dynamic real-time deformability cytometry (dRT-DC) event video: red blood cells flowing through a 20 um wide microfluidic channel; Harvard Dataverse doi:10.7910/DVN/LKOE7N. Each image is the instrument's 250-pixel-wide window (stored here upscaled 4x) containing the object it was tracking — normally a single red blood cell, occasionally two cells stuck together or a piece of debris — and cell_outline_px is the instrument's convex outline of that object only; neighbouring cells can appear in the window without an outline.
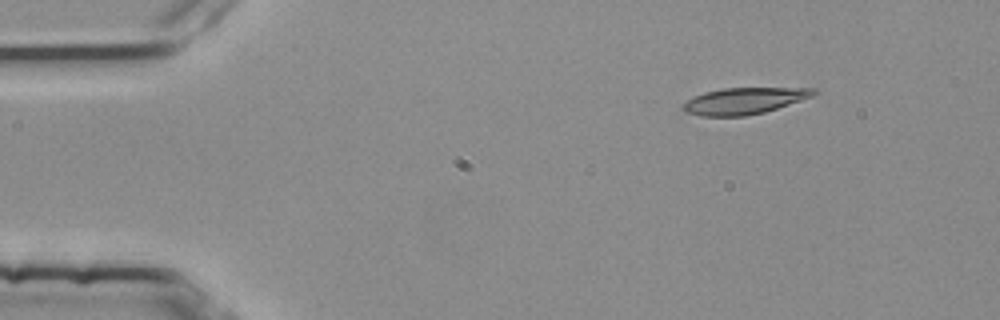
{"species": "common noctule bat (a hibernating species)", "species_latin": "Nyctalus noctula", "temperature_condition": "room temperature", "stored_images_in_passage": 4, "camera_frame_rate_fps": 3000, "um_per_image_px": 0.085, "animal": {"sex": "female", "body_mass_g": 25.1}, "frame": {"image": 1, "passage_image": 2, "time_ms": 0.333, "image_size_px": [1000, 320], "cell_outline_px": [[820, 92], [812, 96], [764, 112], [744, 116], [700, 116], [684, 112], [684, 104], [692, 96], [704, 92], [724, 88], [816, 88]], "centroid_in_image_um": [63.24, 8.57], "position_along_channel_um": 21.8, "area_um2": 20.0}}
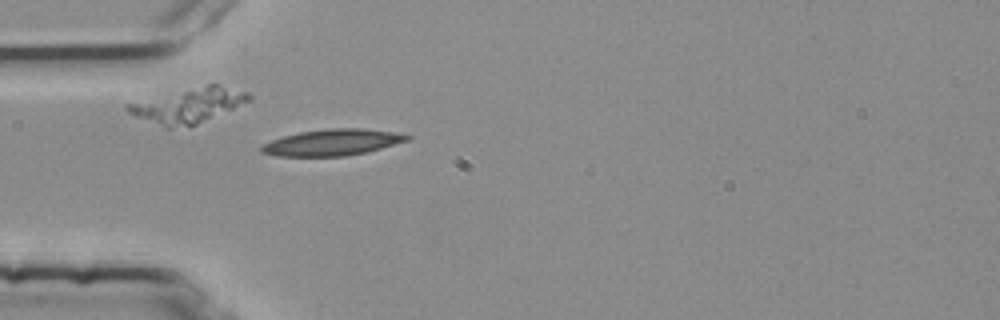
{"frame": {"image": 2, "passage_image": 4, "time_ms": 1.0, "image_size_px": [1000, 320], "cell_outline_px": [[412, 136], [408, 140], [368, 152], [344, 156], [276, 156], [260, 152], [260, 148], [264, 144], [272, 140], [284, 136], [300, 132], [328, 128], [360, 128], [400, 132]], "centroid_in_image_um": [28.29, 12.1], "position_along_channel_um": 56.7, "area_um2": 22.37}}